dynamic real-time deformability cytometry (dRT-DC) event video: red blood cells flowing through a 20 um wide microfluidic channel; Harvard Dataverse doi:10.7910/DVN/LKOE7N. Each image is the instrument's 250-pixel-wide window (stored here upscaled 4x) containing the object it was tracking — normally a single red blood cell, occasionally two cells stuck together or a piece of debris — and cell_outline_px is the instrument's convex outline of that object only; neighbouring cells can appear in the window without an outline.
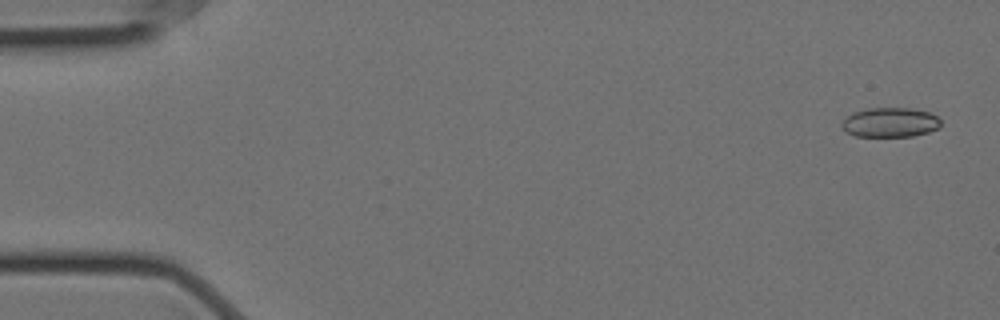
{"species": "Egyptian fruit bat (a non-hibernating species)", "species_latin": "Rousettus aegyptiacus", "temperature_condition": "cold", "stored_images_in_passage": 5, "camera_frame_rate_fps": 3000, "um_per_image_px": 0.085, "animal": {"sex": "female"}, "frame": {"image": 1, "passage_image": 1, "time_ms": 0.0, "image_size_px": [1000, 320], "cell_outline_px": [[940, 128], [928, 132], [912, 136], [856, 136], [848, 132], [840, 124], [852, 112], [868, 108], [908, 108], [928, 112], [936, 116], [940, 120]], "centroid_in_image_um": [75.67, 10.4], "position_along_channel_um": 9.3, "area_um2": 16.88}}
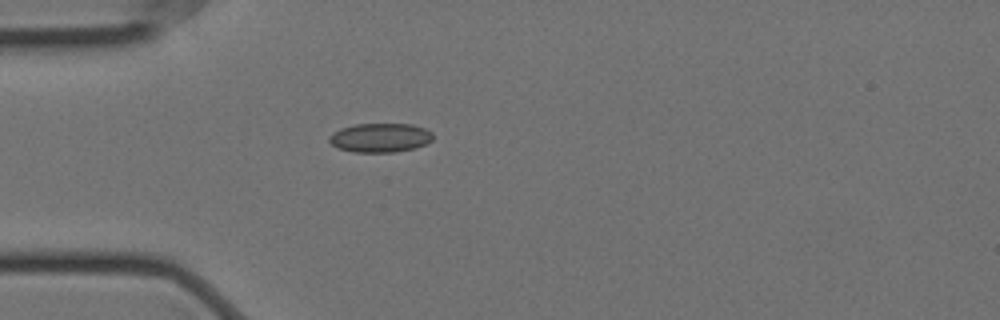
{"frame": {"image": 2, "passage_image": 5, "time_ms": 1.333, "image_size_px": [1000, 320], "cell_outline_px": [[432, 140], [416, 148], [396, 152], [352, 152], [340, 148], [332, 144], [328, 140], [328, 136], [332, 132], [340, 128], [356, 124], [412, 124], [424, 128], [432, 132]], "centroid_in_image_um": [32.3, 11.7], "position_along_channel_um": 52.7, "area_um2": 17.63}}